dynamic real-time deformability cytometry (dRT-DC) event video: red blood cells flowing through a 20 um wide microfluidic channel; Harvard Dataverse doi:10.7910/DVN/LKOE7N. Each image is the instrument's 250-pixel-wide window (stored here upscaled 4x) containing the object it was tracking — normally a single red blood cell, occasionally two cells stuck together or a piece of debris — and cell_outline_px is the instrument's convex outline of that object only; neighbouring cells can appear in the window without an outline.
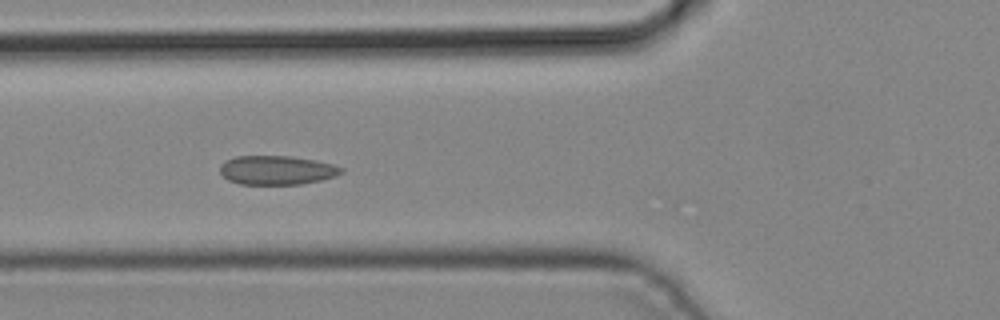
{"species": "common noctule bat (a hibernating species)", "species_latin": "Nyctalus noctula", "temperature_condition": "cold", "stored_images_in_passage": 3, "camera_frame_rate_fps": 3000, "um_per_image_px": 0.085, "animal": {"sex": "male", "body_mass_g": 19.2, "forearm_length_mm": 51.8}, "frame": {"image": 1, "passage_image": 3, "time_ms": 0.667, "image_size_px": [1000, 320], "cell_outline_px": [[344, 172], [336, 176], [320, 180], [300, 184], [240, 184], [228, 180], [220, 172], [220, 164], [224, 160], [236, 156], [292, 156], [316, 160], [332, 164], [344, 168]], "centroid_in_image_um": [23.53, 14.45], "position_along_channel_um": 102.3, "area_um2": 20.63}}